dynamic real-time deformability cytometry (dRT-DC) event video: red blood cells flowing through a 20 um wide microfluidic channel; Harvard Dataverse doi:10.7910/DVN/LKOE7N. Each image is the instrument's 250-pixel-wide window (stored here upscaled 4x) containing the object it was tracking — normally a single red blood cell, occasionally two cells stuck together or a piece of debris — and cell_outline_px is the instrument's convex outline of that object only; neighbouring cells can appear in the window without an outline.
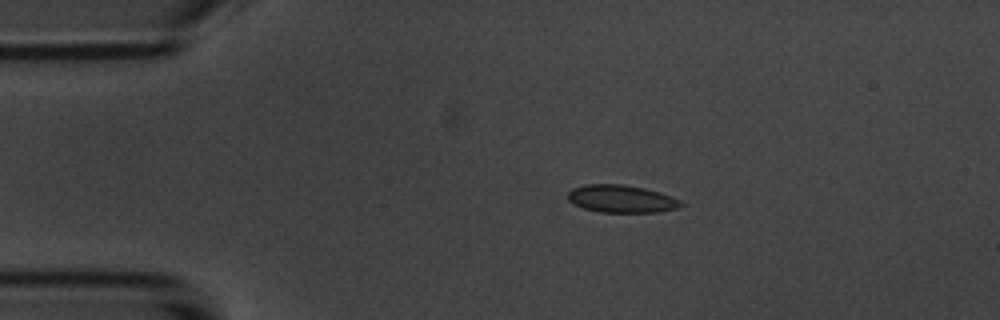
{"species": "common noctule bat (a hibernating species)", "species_latin": "Nyctalus noctula", "temperature_condition": "room temperature", "stored_images_in_passage": 8, "camera_frame_rate_fps": 3000, "um_per_image_px": 0.085, "animal": {"sex": "male", "body_mass_g": 20.1, "forearm_length_mm": 53.5}, "frame": {"image": 1, "passage_image": 3, "time_ms": 2.667, "image_size_px": [1000, 320], "cell_outline_px": [[684, 204], [676, 208], [656, 212], [600, 212], [584, 208], [572, 204], [568, 200], [568, 192], [572, 188], [584, 184], [624, 184], [644, 188], [660, 192], [680, 200]], "centroid_in_image_um": [52.78, 16.89], "position_along_channel_um": 32.2, "area_um2": 18.21}}
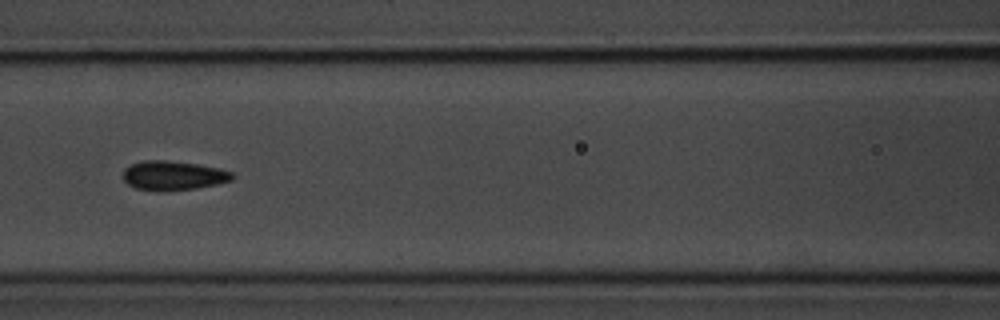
{"frame": {"image": 2, "passage_image": 7, "time_ms": 7.0, "image_size_px": [1000, 320], "cell_outline_px": [[236, 176], [232, 180], [216, 184], [196, 188], [168, 192], [136, 188], [128, 184], [124, 180], [124, 168], [132, 164], [144, 160], [168, 160], [196, 164], [220, 168], [232, 172]], "centroid_in_image_um": [14.75, 14.92], "position_along_channel_um": 151.9, "area_um2": 18.73}}
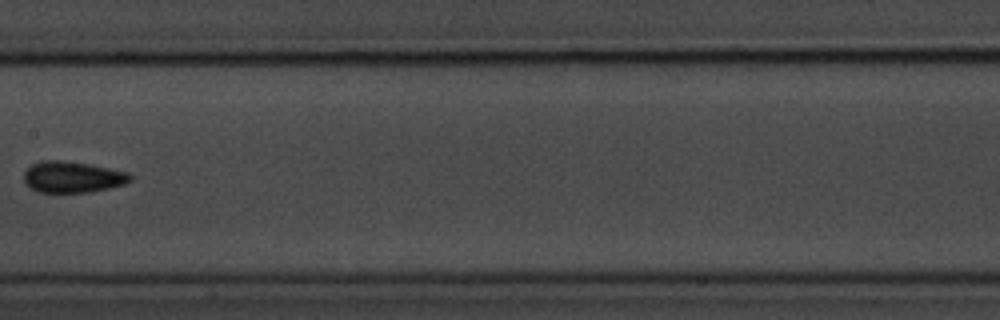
{"frame": {"image": 3, "passage_image": 8, "time_ms": 8.333, "image_size_px": [1000, 320], "cell_outline_px": [[132, 180], [124, 184], [108, 188], [88, 192], [40, 192], [32, 188], [24, 180], [24, 172], [32, 164], [40, 160], [56, 160], [88, 164], [128, 172], [132, 176]], "centroid_in_image_um": [6.17, 15.04], "position_along_channel_um": 201.2, "area_um2": 19.07}}